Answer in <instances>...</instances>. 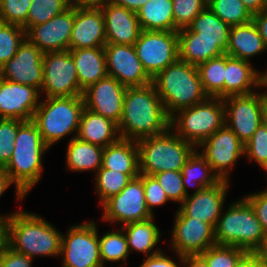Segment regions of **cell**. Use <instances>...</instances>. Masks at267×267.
Listing matches in <instances>:
<instances>
[{"mask_svg": "<svg viewBox=\"0 0 267 267\" xmlns=\"http://www.w3.org/2000/svg\"><path fill=\"white\" fill-rule=\"evenodd\" d=\"M170 128V116L153 83L127 87L118 129L121 138L140 140Z\"/></svg>", "mask_w": 267, "mask_h": 267, "instance_id": "1", "label": "cell"}, {"mask_svg": "<svg viewBox=\"0 0 267 267\" xmlns=\"http://www.w3.org/2000/svg\"><path fill=\"white\" fill-rule=\"evenodd\" d=\"M48 149L33 121H23L19 125L11 159L4 167L15 184L18 200L23 199L40 180L41 158Z\"/></svg>", "mask_w": 267, "mask_h": 267, "instance_id": "2", "label": "cell"}, {"mask_svg": "<svg viewBox=\"0 0 267 267\" xmlns=\"http://www.w3.org/2000/svg\"><path fill=\"white\" fill-rule=\"evenodd\" d=\"M62 234L39 215L17 211L8 216L6 244L30 259L60 255Z\"/></svg>", "mask_w": 267, "mask_h": 267, "instance_id": "3", "label": "cell"}, {"mask_svg": "<svg viewBox=\"0 0 267 267\" xmlns=\"http://www.w3.org/2000/svg\"><path fill=\"white\" fill-rule=\"evenodd\" d=\"M152 83L169 116L208 97L202 88L197 66L179 59L158 73Z\"/></svg>", "mask_w": 267, "mask_h": 267, "instance_id": "4", "label": "cell"}, {"mask_svg": "<svg viewBox=\"0 0 267 267\" xmlns=\"http://www.w3.org/2000/svg\"><path fill=\"white\" fill-rule=\"evenodd\" d=\"M169 128L166 132L137 140L140 174L153 176L164 171H181L196 147Z\"/></svg>", "mask_w": 267, "mask_h": 267, "instance_id": "5", "label": "cell"}, {"mask_svg": "<svg viewBox=\"0 0 267 267\" xmlns=\"http://www.w3.org/2000/svg\"><path fill=\"white\" fill-rule=\"evenodd\" d=\"M250 203L243 198L233 202L218 218L215 227V243L238 247L253 253L266 237Z\"/></svg>", "mask_w": 267, "mask_h": 267, "instance_id": "6", "label": "cell"}, {"mask_svg": "<svg viewBox=\"0 0 267 267\" xmlns=\"http://www.w3.org/2000/svg\"><path fill=\"white\" fill-rule=\"evenodd\" d=\"M83 109L82 96L46 97L45 101L39 103L32 121L50 148L72 132L77 135Z\"/></svg>", "mask_w": 267, "mask_h": 267, "instance_id": "7", "label": "cell"}, {"mask_svg": "<svg viewBox=\"0 0 267 267\" xmlns=\"http://www.w3.org/2000/svg\"><path fill=\"white\" fill-rule=\"evenodd\" d=\"M224 125L225 105L223 99L217 97H207L203 102L180 109L170 116V129H175L180 138L195 147Z\"/></svg>", "mask_w": 267, "mask_h": 267, "instance_id": "8", "label": "cell"}, {"mask_svg": "<svg viewBox=\"0 0 267 267\" xmlns=\"http://www.w3.org/2000/svg\"><path fill=\"white\" fill-rule=\"evenodd\" d=\"M134 48L147 74L153 79L179 59L178 32L142 30Z\"/></svg>", "mask_w": 267, "mask_h": 267, "instance_id": "9", "label": "cell"}, {"mask_svg": "<svg viewBox=\"0 0 267 267\" xmlns=\"http://www.w3.org/2000/svg\"><path fill=\"white\" fill-rule=\"evenodd\" d=\"M97 226L93 222L71 226L62 235L60 255L63 267H103Z\"/></svg>", "mask_w": 267, "mask_h": 267, "instance_id": "10", "label": "cell"}, {"mask_svg": "<svg viewBox=\"0 0 267 267\" xmlns=\"http://www.w3.org/2000/svg\"><path fill=\"white\" fill-rule=\"evenodd\" d=\"M42 90L46 97L82 96L70 50L44 53Z\"/></svg>", "mask_w": 267, "mask_h": 267, "instance_id": "11", "label": "cell"}, {"mask_svg": "<svg viewBox=\"0 0 267 267\" xmlns=\"http://www.w3.org/2000/svg\"><path fill=\"white\" fill-rule=\"evenodd\" d=\"M101 207L104 211L103 220L120 222L122 225L154 217L145 202L142 174L132 178L119 194L112 196Z\"/></svg>", "mask_w": 267, "mask_h": 267, "instance_id": "12", "label": "cell"}, {"mask_svg": "<svg viewBox=\"0 0 267 267\" xmlns=\"http://www.w3.org/2000/svg\"><path fill=\"white\" fill-rule=\"evenodd\" d=\"M200 153L211 166L219 180L229 181V173L235 162L244 155V143L225 124L200 145Z\"/></svg>", "mask_w": 267, "mask_h": 267, "instance_id": "13", "label": "cell"}, {"mask_svg": "<svg viewBox=\"0 0 267 267\" xmlns=\"http://www.w3.org/2000/svg\"><path fill=\"white\" fill-rule=\"evenodd\" d=\"M223 101L225 124L245 144L262 124L263 93L228 96Z\"/></svg>", "mask_w": 267, "mask_h": 267, "instance_id": "14", "label": "cell"}, {"mask_svg": "<svg viewBox=\"0 0 267 267\" xmlns=\"http://www.w3.org/2000/svg\"><path fill=\"white\" fill-rule=\"evenodd\" d=\"M43 56L44 53L25 38L15 56L0 67V78L30 85L40 91L44 74Z\"/></svg>", "mask_w": 267, "mask_h": 267, "instance_id": "15", "label": "cell"}, {"mask_svg": "<svg viewBox=\"0 0 267 267\" xmlns=\"http://www.w3.org/2000/svg\"><path fill=\"white\" fill-rule=\"evenodd\" d=\"M171 246L178 255H198L215 245V228L192 217L176 212Z\"/></svg>", "mask_w": 267, "mask_h": 267, "instance_id": "16", "label": "cell"}, {"mask_svg": "<svg viewBox=\"0 0 267 267\" xmlns=\"http://www.w3.org/2000/svg\"><path fill=\"white\" fill-rule=\"evenodd\" d=\"M104 50L108 76L126 87L144 86L152 82L137 57L134 45L106 44Z\"/></svg>", "mask_w": 267, "mask_h": 267, "instance_id": "17", "label": "cell"}, {"mask_svg": "<svg viewBox=\"0 0 267 267\" xmlns=\"http://www.w3.org/2000/svg\"><path fill=\"white\" fill-rule=\"evenodd\" d=\"M127 87L107 76L83 90L84 107L119 124Z\"/></svg>", "mask_w": 267, "mask_h": 267, "instance_id": "18", "label": "cell"}, {"mask_svg": "<svg viewBox=\"0 0 267 267\" xmlns=\"http://www.w3.org/2000/svg\"><path fill=\"white\" fill-rule=\"evenodd\" d=\"M74 20L75 7L71 5L49 21L31 27L26 32V38L43 53L67 51Z\"/></svg>", "mask_w": 267, "mask_h": 267, "instance_id": "19", "label": "cell"}, {"mask_svg": "<svg viewBox=\"0 0 267 267\" xmlns=\"http://www.w3.org/2000/svg\"><path fill=\"white\" fill-rule=\"evenodd\" d=\"M39 95L33 86L0 78V118L32 121Z\"/></svg>", "mask_w": 267, "mask_h": 267, "instance_id": "20", "label": "cell"}, {"mask_svg": "<svg viewBox=\"0 0 267 267\" xmlns=\"http://www.w3.org/2000/svg\"><path fill=\"white\" fill-rule=\"evenodd\" d=\"M229 181L220 180L217 184L203 188L191 196L187 195L178 211L184 217H192L211 224L214 228L223 210Z\"/></svg>", "mask_w": 267, "mask_h": 267, "instance_id": "21", "label": "cell"}, {"mask_svg": "<svg viewBox=\"0 0 267 267\" xmlns=\"http://www.w3.org/2000/svg\"><path fill=\"white\" fill-rule=\"evenodd\" d=\"M105 20L101 9L75 7L69 50L104 47Z\"/></svg>", "mask_w": 267, "mask_h": 267, "instance_id": "22", "label": "cell"}, {"mask_svg": "<svg viewBox=\"0 0 267 267\" xmlns=\"http://www.w3.org/2000/svg\"><path fill=\"white\" fill-rule=\"evenodd\" d=\"M101 10L105 20L106 44L134 45L142 31L136 12L112 2Z\"/></svg>", "mask_w": 267, "mask_h": 267, "instance_id": "23", "label": "cell"}, {"mask_svg": "<svg viewBox=\"0 0 267 267\" xmlns=\"http://www.w3.org/2000/svg\"><path fill=\"white\" fill-rule=\"evenodd\" d=\"M75 137L103 148L121 138L118 124L85 107Z\"/></svg>", "mask_w": 267, "mask_h": 267, "instance_id": "24", "label": "cell"}, {"mask_svg": "<svg viewBox=\"0 0 267 267\" xmlns=\"http://www.w3.org/2000/svg\"><path fill=\"white\" fill-rule=\"evenodd\" d=\"M224 98L253 93L252 86H262V74L254 69L249 61L226 54L224 77Z\"/></svg>", "mask_w": 267, "mask_h": 267, "instance_id": "25", "label": "cell"}, {"mask_svg": "<svg viewBox=\"0 0 267 267\" xmlns=\"http://www.w3.org/2000/svg\"><path fill=\"white\" fill-rule=\"evenodd\" d=\"M70 53L82 90L108 76L104 47L70 50Z\"/></svg>", "mask_w": 267, "mask_h": 267, "instance_id": "26", "label": "cell"}, {"mask_svg": "<svg viewBox=\"0 0 267 267\" xmlns=\"http://www.w3.org/2000/svg\"><path fill=\"white\" fill-rule=\"evenodd\" d=\"M264 50L267 48L253 20L246 24L231 26L227 55L249 61L250 57Z\"/></svg>", "mask_w": 267, "mask_h": 267, "instance_id": "27", "label": "cell"}, {"mask_svg": "<svg viewBox=\"0 0 267 267\" xmlns=\"http://www.w3.org/2000/svg\"><path fill=\"white\" fill-rule=\"evenodd\" d=\"M102 167L125 174H140L136 141L120 138L103 149Z\"/></svg>", "mask_w": 267, "mask_h": 267, "instance_id": "28", "label": "cell"}, {"mask_svg": "<svg viewBox=\"0 0 267 267\" xmlns=\"http://www.w3.org/2000/svg\"><path fill=\"white\" fill-rule=\"evenodd\" d=\"M179 60L198 66L209 59L219 57L225 53L214 43L198 38V33L187 27L178 31Z\"/></svg>", "mask_w": 267, "mask_h": 267, "instance_id": "29", "label": "cell"}, {"mask_svg": "<svg viewBox=\"0 0 267 267\" xmlns=\"http://www.w3.org/2000/svg\"><path fill=\"white\" fill-rule=\"evenodd\" d=\"M187 28L198 33V38L206 42H214L226 54L231 26L223 22L208 6L193 19Z\"/></svg>", "mask_w": 267, "mask_h": 267, "instance_id": "30", "label": "cell"}, {"mask_svg": "<svg viewBox=\"0 0 267 267\" xmlns=\"http://www.w3.org/2000/svg\"><path fill=\"white\" fill-rule=\"evenodd\" d=\"M136 14L141 30L175 31L172 0H148Z\"/></svg>", "mask_w": 267, "mask_h": 267, "instance_id": "31", "label": "cell"}, {"mask_svg": "<svg viewBox=\"0 0 267 267\" xmlns=\"http://www.w3.org/2000/svg\"><path fill=\"white\" fill-rule=\"evenodd\" d=\"M103 147L80 140L77 137L71 138L67 146V167L69 170L87 171L96 170L102 167Z\"/></svg>", "mask_w": 267, "mask_h": 267, "instance_id": "32", "label": "cell"}, {"mask_svg": "<svg viewBox=\"0 0 267 267\" xmlns=\"http://www.w3.org/2000/svg\"><path fill=\"white\" fill-rule=\"evenodd\" d=\"M153 218L130 222L122 226L127 239L129 252L136 250L148 256H153L161 252V250L157 249L149 255V252L159 242L161 235L158 227L153 222Z\"/></svg>", "mask_w": 267, "mask_h": 267, "instance_id": "33", "label": "cell"}, {"mask_svg": "<svg viewBox=\"0 0 267 267\" xmlns=\"http://www.w3.org/2000/svg\"><path fill=\"white\" fill-rule=\"evenodd\" d=\"M199 153L198 150H195L181 169L182 182L186 195H188L187 185H197L194 192L197 193L203 188L211 187L220 181L213 173V170L206 159Z\"/></svg>", "mask_w": 267, "mask_h": 267, "instance_id": "34", "label": "cell"}, {"mask_svg": "<svg viewBox=\"0 0 267 267\" xmlns=\"http://www.w3.org/2000/svg\"><path fill=\"white\" fill-rule=\"evenodd\" d=\"M225 67L226 54L197 66L202 88L208 97L224 98Z\"/></svg>", "mask_w": 267, "mask_h": 267, "instance_id": "35", "label": "cell"}, {"mask_svg": "<svg viewBox=\"0 0 267 267\" xmlns=\"http://www.w3.org/2000/svg\"><path fill=\"white\" fill-rule=\"evenodd\" d=\"M139 175L140 174H125L101 167L96 172L95 176V184L101 205H103L112 196L119 194L132 180V178Z\"/></svg>", "mask_w": 267, "mask_h": 267, "instance_id": "36", "label": "cell"}, {"mask_svg": "<svg viewBox=\"0 0 267 267\" xmlns=\"http://www.w3.org/2000/svg\"><path fill=\"white\" fill-rule=\"evenodd\" d=\"M207 6L229 26L246 24L253 20V15L241 0H209Z\"/></svg>", "mask_w": 267, "mask_h": 267, "instance_id": "37", "label": "cell"}, {"mask_svg": "<svg viewBox=\"0 0 267 267\" xmlns=\"http://www.w3.org/2000/svg\"><path fill=\"white\" fill-rule=\"evenodd\" d=\"M71 6V0H32L27 15V31L49 21Z\"/></svg>", "mask_w": 267, "mask_h": 267, "instance_id": "38", "label": "cell"}, {"mask_svg": "<svg viewBox=\"0 0 267 267\" xmlns=\"http://www.w3.org/2000/svg\"><path fill=\"white\" fill-rule=\"evenodd\" d=\"M124 231L121 228L119 231L105 233L99 237L100 257L104 267L105 261L119 262L126 261L129 252L128 243Z\"/></svg>", "mask_w": 267, "mask_h": 267, "instance_id": "39", "label": "cell"}, {"mask_svg": "<svg viewBox=\"0 0 267 267\" xmlns=\"http://www.w3.org/2000/svg\"><path fill=\"white\" fill-rule=\"evenodd\" d=\"M246 254L245 250L238 247L215 244L200 255L208 267H237Z\"/></svg>", "mask_w": 267, "mask_h": 267, "instance_id": "40", "label": "cell"}, {"mask_svg": "<svg viewBox=\"0 0 267 267\" xmlns=\"http://www.w3.org/2000/svg\"><path fill=\"white\" fill-rule=\"evenodd\" d=\"M25 38L22 26L0 22V67L15 56Z\"/></svg>", "mask_w": 267, "mask_h": 267, "instance_id": "41", "label": "cell"}, {"mask_svg": "<svg viewBox=\"0 0 267 267\" xmlns=\"http://www.w3.org/2000/svg\"><path fill=\"white\" fill-rule=\"evenodd\" d=\"M207 7V0H172L175 32L187 27Z\"/></svg>", "mask_w": 267, "mask_h": 267, "instance_id": "42", "label": "cell"}, {"mask_svg": "<svg viewBox=\"0 0 267 267\" xmlns=\"http://www.w3.org/2000/svg\"><path fill=\"white\" fill-rule=\"evenodd\" d=\"M32 0H0V22L22 26L27 32V15Z\"/></svg>", "mask_w": 267, "mask_h": 267, "instance_id": "43", "label": "cell"}, {"mask_svg": "<svg viewBox=\"0 0 267 267\" xmlns=\"http://www.w3.org/2000/svg\"><path fill=\"white\" fill-rule=\"evenodd\" d=\"M22 120L0 118V167H5L11 159L18 127Z\"/></svg>", "mask_w": 267, "mask_h": 267, "instance_id": "44", "label": "cell"}, {"mask_svg": "<svg viewBox=\"0 0 267 267\" xmlns=\"http://www.w3.org/2000/svg\"><path fill=\"white\" fill-rule=\"evenodd\" d=\"M244 155L255 160L264 170L267 168V127L260 125L244 144Z\"/></svg>", "mask_w": 267, "mask_h": 267, "instance_id": "45", "label": "cell"}, {"mask_svg": "<svg viewBox=\"0 0 267 267\" xmlns=\"http://www.w3.org/2000/svg\"><path fill=\"white\" fill-rule=\"evenodd\" d=\"M153 176L158 180L170 201L182 203L187 197L181 171H164Z\"/></svg>", "mask_w": 267, "mask_h": 267, "instance_id": "46", "label": "cell"}, {"mask_svg": "<svg viewBox=\"0 0 267 267\" xmlns=\"http://www.w3.org/2000/svg\"><path fill=\"white\" fill-rule=\"evenodd\" d=\"M142 181L145 202L149 212L153 215L152 208L165 204L169 198L154 176L142 174Z\"/></svg>", "mask_w": 267, "mask_h": 267, "instance_id": "47", "label": "cell"}, {"mask_svg": "<svg viewBox=\"0 0 267 267\" xmlns=\"http://www.w3.org/2000/svg\"><path fill=\"white\" fill-rule=\"evenodd\" d=\"M251 205L267 235V189L244 197Z\"/></svg>", "mask_w": 267, "mask_h": 267, "instance_id": "48", "label": "cell"}, {"mask_svg": "<svg viewBox=\"0 0 267 267\" xmlns=\"http://www.w3.org/2000/svg\"><path fill=\"white\" fill-rule=\"evenodd\" d=\"M32 259L14 251L7 244L0 249V267H31Z\"/></svg>", "mask_w": 267, "mask_h": 267, "instance_id": "49", "label": "cell"}, {"mask_svg": "<svg viewBox=\"0 0 267 267\" xmlns=\"http://www.w3.org/2000/svg\"><path fill=\"white\" fill-rule=\"evenodd\" d=\"M176 263L166 257L162 251L156 255L147 256L146 260L139 267H179Z\"/></svg>", "mask_w": 267, "mask_h": 267, "instance_id": "50", "label": "cell"}, {"mask_svg": "<svg viewBox=\"0 0 267 267\" xmlns=\"http://www.w3.org/2000/svg\"><path fill=\"white\" fill-rule=\"evenodd\" d=\"M253 21L255 22L260 36L262 37L267 48V8L253 15Z\"/></svg>", "mask_w": 267, "mask_h": 267, "instance_id": "51", "label": "cell"}, {"mask_svg": "<svg viewBox=\"0 0 267 267\" xmlns=\"http://www.w3.org/2000/svg\"><path fill=\"white\" fill-rule=\"evenodd\" d=\"M184 267H208L205 259L200 255H178ZM186 265V266H185Z\"/></svg>", "mask_w": 267, "mask_h": 267, "instance_id": "52", "label": "cell"}, {"mask_svg": "<svg viewBox=\"0 0 267 267\" xmlns=\"http://www.w3.org/2000/svg\"><path fill=\"white\" fill-rule=\"evenodd\" d=\"M110 2L111 0H71V5L79 8L101 9Z\"/></svg>", "mask_w": 267, "mask_h": 267, "instance_id": "53", "label": "cell"}, {"mask_svg": "<svg viewBox=\"0 0 267 267\" xmlns=\"http://www.w3.org/2000/svg\"><path fill=\"white\" fill-rule=\"evenodd\" d=\"M148 0H111L112 3L137 12Z\"/></svg>", "mask_w": 267, "mask_h": 267, "instance_id": "54", "label": "cell"}, {"mask_svg": "<svg viewBox=\"0 0 267 267\" xmlns=\"http://www.w3.org/2000/svg\"><path fill=\"white\" fill-rule=\"evenodd\" d=\"M252 15L267 8V0H241Z\"/></svg>", "mask_w": 267, "mask_h": 267, "instance_id": "55", "label": "cell"}, {"mask_svg": "<svg viewBox=\"0 0 267 267\" xmlns=\"http://www.w3.org/2000/svg\"><path fill=\"white\" fill-rule=\"evenodd\" d=\"M237 267H265V266L253 253H247L239 262Z\"/></svg>", "mask_w": 267, "mask_h": 267, "instance_id": "56", "label": "cell"}, {"mask_svg": "<svg viewBox=\"0 0 267 267\" xmlns=\"http://www.w3.org/2000/svg\"><path fill=\"white\" fill-rule=\"evenodd\" d=\"M253 254L265 267H267V236L263 239L259 247L253 252Z\"/></svg>", "mask_w": 267, "mask_h": 267, "instance_id": "57", "label": "cell"}, {"mask_svg": "<svg viewBox=\"0 0 267 267\" xmlns=\"http://www.w3.org/2000/svg\"><path fill=\"white\" fill-rule=\"evenodd\" d=\"M12 184L9 175L5 171L4 167H0V196L7 190Z\"/></svg>", "mask_w": 267, "mask_h": 267, "instance_id": "58", "label": "cell"}, {"mask_svg": "<svg viewBox=\"0 0 267 267\" xmlns=\"http://www.w3.org/2000/svg\"><path fill=\"white\" fill-rule=\"evenodd\" d=\"M9 215L1 216L0 215V249L6 244V235H7V219Z\"/></svg>", "mask_w": 267, "mask_h": 267, "instance_id": "59", "label": "cell"}, {"mask_svg": "<svg viewBox=\"0 0 267 267\" xmlns=\"http://www.w3.org/2000/svg\"><path fill=\"white\" fill-rule=\"evenodd\" d=\"M262 125L267 127V93H263L262 103V114H261Z\"/></svg>", "mask_w": 267, "mask_h": 267, "instance_id": "60", "label": "cell"}, {"mask_svg": "<svg viewBox=\"0 0 267 267\" xmlns=\"http://www.w3.org/2000/svg\"><path fill=\"white\" fill-rule=\"evenodd\" d=\"M262 86L267 88V70L262 74Z\"/></svg>", "mask_w": 267, "mask_h": 267, "instance_id": "61", "label": "cell"}]
</instances>
